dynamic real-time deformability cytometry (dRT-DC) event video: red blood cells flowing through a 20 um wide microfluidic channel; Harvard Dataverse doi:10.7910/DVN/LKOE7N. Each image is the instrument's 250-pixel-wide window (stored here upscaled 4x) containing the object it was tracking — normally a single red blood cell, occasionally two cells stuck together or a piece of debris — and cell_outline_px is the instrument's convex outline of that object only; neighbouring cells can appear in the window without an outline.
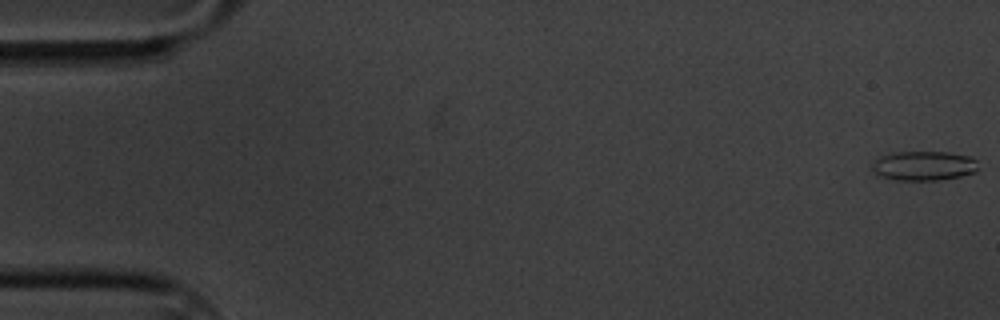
{"species": "common noctule bat (a hibernating species)", "species_latin": "Nyctalus noctula", "temperature_condition": "cold", "stored_images_in_passage": 60, "camera_frame_rate_fps": 3000, "um_per_image_px": 0.085, "animal": {"sex": "male", "body_mass_g": 20.1, "forearm_length_mm": 53.5}, "frame": {"image": 1, "passage_image": 1, "time_ms": 0.0, "image_size_px": [1000, 320], "cell_outline_px": [[976, 172], [960, 176], [940, 180], [892, 180], [876, 176], [872, 168], [872, 164], [880, 156], [892, 152], [948, 152], [968, 156], [976, 160]], "centroid_in_image_um": [78.46, 14.1], "position_along_channel_um": 6.5, "area_um2": 18.32}}
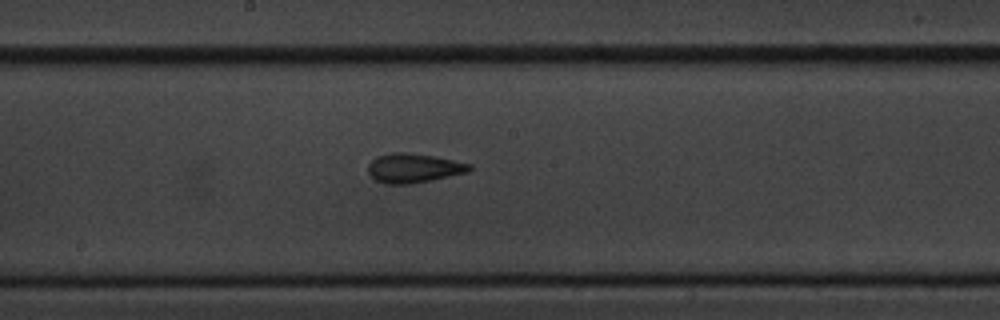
{"frame": {"image": 2, "passage_image": 32, "time_ms": 10.333, "image_size_px": [1000, 320], "cell_outline_px": [[472, 168], [468, 172], [432, 180], [412, 184], [384, 184], [376, 180], [368, 172], [368, 164], [376, 156], [392, 152], [404, 152], [432, 156], [472, 164]], "centroid_in_image_um": [35.14, 14.29], "position_along_channel_um": 213.1, "area_um2": 17.28}}
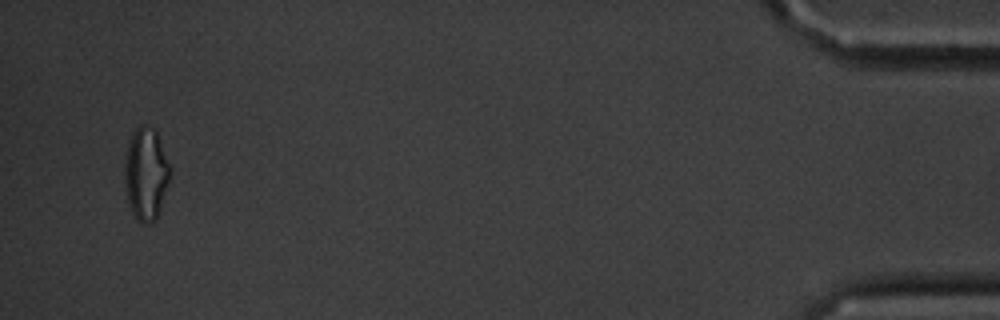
{"frame": {"image": 3, "passage_image": 58, "time_ms": 19.0, "image_size_px": [1000, 320], "cell_outline_px": [[172, 172], [156, 220], [148, 224], [144, 224], [136, 220], [132, 212], [128, 200], [124, 184], [124, 164], [128, 144], [132, 132], [140, 124], [144, 124], [156, 128], [172, 168]], "centroid_in_image_um": [12.42, 14.74], "position_along_channel_um": 422.8, "area_um2": 25.09}, "authors_computed_cell_mechanics": {"area_um2": 18.0914, "velocity_mm_per_s": 3.3581, "shape_relaxation_time_tau1_ms": 3.9953, "shape_relaxation_time_tau2_ms": 3.8278, "deformation_change_tau1": 0.1207, "deformation_change_tau2": 0.1177}}